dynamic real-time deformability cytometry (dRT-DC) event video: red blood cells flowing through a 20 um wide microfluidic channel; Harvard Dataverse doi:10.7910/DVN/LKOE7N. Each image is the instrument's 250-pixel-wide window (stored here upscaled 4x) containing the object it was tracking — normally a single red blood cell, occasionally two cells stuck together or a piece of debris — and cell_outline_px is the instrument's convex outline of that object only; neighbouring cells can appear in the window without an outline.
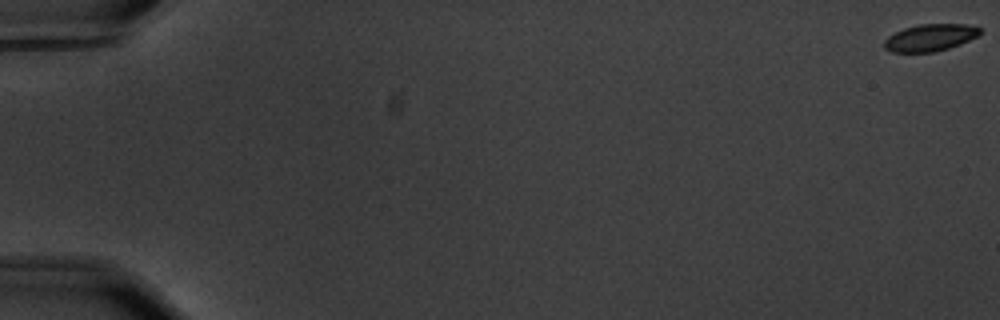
{"species": "common noctule bat (a hibernating species)", "species_latin": "Nyctalus noctula", "temperature_condition": "warm", "stored_images_in_passage": 60, "camera_frame_rate_fps": 3000, "um_per_image_px": 0.085, "animal": {"sex": "male", "body_mass_g": 20.1, "forearm_length_mm": 53.5}, "frame": {"image": 1, "passage_image": 1, "time_ms": 0.0, "image_size_px": [1000, 320], "cell_outline_px": [[980, 32], [976, 36], [960, 44], [936, 52], [892, 52], [884, 48], [884, 40], [888, 36], [904, 28], [920, 24], [968, 24], [980, 28]], "centroid_in_image_um": [79.03, 3.2], "position_along_channel_um": 6.0, "area_um2": 14.97}}
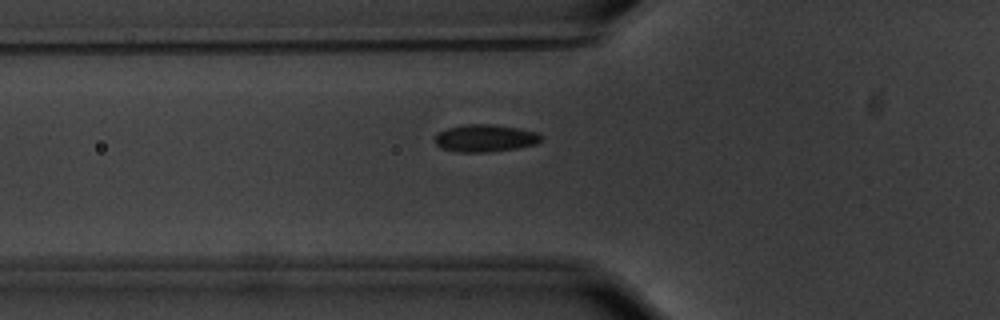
{"frame": {"image": 2, "passage_image": 23, "time_ms": 7.333, "image_size_px": [1000, 320], "cell_outline_px": [[544, 136], [536, 144], [516, 148], [488, 152], [460, 152], [440, 148], [436, 144], [436, 136], [440, 132], [448, 128], [464, 124], [492, 124], [520, 128], [536, 132]], "centroid_in_image_um": [41.26, 11.74], "position_along_channel_um": 84.5, "area_um2": 16.88}}
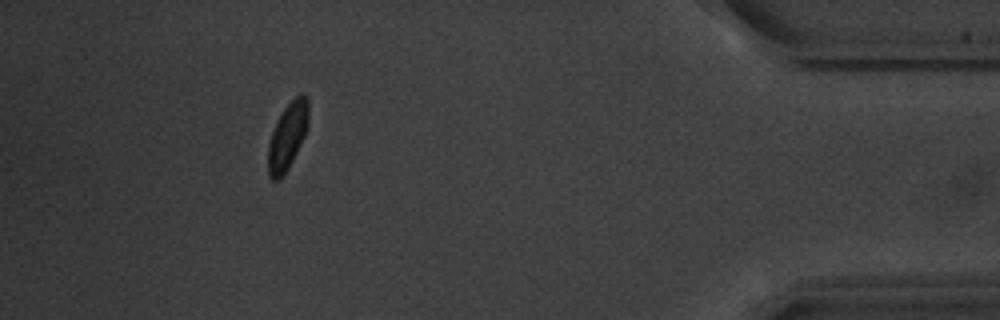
{"frame": {"image": 3, "passage_image": 55, "time_ms": 18.0, "image_size_px": [1000, 320], "cell_outline_px": [[308, 128], [288, 168], [280, 180], [272, 180], [268, 176], [268, 144], [276, 120], [284, 108], [300, 92], [304, 92], [308, 96]], "centroid_in_image_um": [24.44, 11.55], "position_along_channel_um": 410.8, "area_um2": 15.84}, "authors_computed_cell_mechanics": {"area_um2": 15.9528, "velocity_mm_per_s": 3.5124, "shape_relaxation_time_tau1_ms": 3.7436, "shape_relaxation_time_tau2_ms": null, "deformation_change_tau1": 0.1275, "deformation_change_tau2": null}}